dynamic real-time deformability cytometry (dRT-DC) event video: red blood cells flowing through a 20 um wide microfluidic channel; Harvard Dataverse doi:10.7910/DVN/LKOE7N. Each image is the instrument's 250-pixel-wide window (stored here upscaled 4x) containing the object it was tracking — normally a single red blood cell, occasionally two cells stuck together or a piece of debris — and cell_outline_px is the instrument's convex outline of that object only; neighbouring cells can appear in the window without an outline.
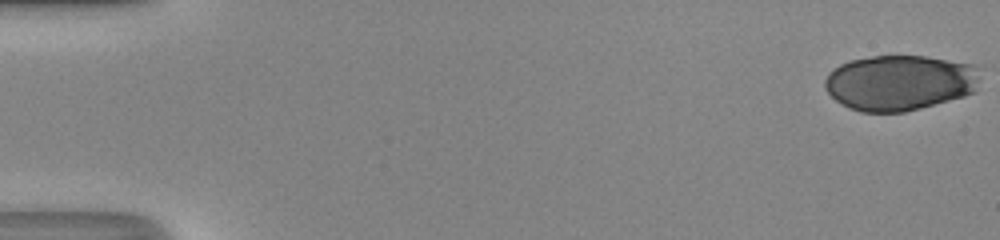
{"species": "human", "species_latin": "Homo sapiens", "temperature_condition": "room temperature", "stored_images_in_passage": 20, "camera_frame_rate_fps": 3000, "um_per_image_px": 0.085, "donor": {"sex": "male"}, "frame": {"image": 1, "passage_image": 1, "time_ms": 0.0, "image_size_px": [1000, 240], "cell_outline_px": [[984, 68], [976, 92], [964, 96], [920, 108], [904, 112], [860, 112], [848, 108], [836, 100], [824, 88], [824, 80], [828, 72], [832, 68], [848, 60], [872, 56], [924, 56], [984, 64]], "centroid_in_image_um": [76.57, 7.0], "position_along_channel_um": 8.4, "area_um2": 51.5}}
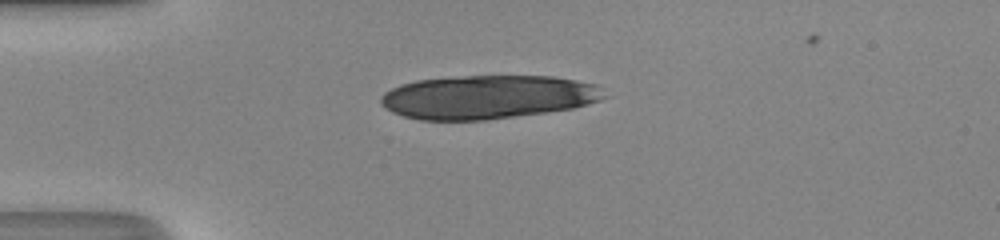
{"frame": {"image": 2, "passage_image": 14, "time_ms": 4.333, "image_size_px": [1000, 240], "cell_outline_px": [[608, 96], [600, 100], [588, 104], [572, 108], [488, 120], [420, 120], [404, 116], [392, 112], [380, 104], [380, 96], [384, 92], [400, 84], [416, 80], [464, 76], [552, 76], [576, 80], [596, 84], [604, 88]], "centroid_in_image_um": [41.47, 8.24], "position_along_channel_um": 43.5, "area_um2": 57.05}}